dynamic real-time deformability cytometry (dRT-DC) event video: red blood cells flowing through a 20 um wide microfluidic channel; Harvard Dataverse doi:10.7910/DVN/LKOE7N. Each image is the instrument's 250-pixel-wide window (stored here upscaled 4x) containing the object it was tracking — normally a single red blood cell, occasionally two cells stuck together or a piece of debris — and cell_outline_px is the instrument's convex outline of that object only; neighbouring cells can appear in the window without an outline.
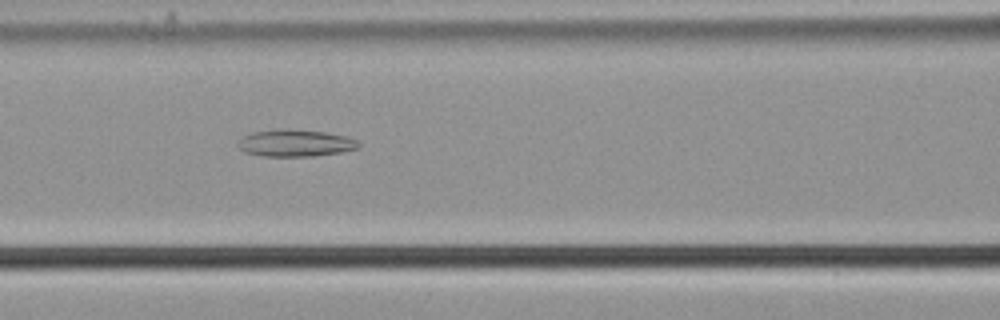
{"species": "common noctule bat (a hibernating species)", "species_latin": "Nyctalus noctula", "temperature_condition": "cold", "stored_images_in_passage": 51, "camera_frame_rate_fps": 3000, "um_per_image_px": 0.085, "animal": {"sex": "male", "body_mass_g": 21.5, "forearm_length_mm": 52.0}, "frame": {"image": 1, "passage_image": 20, "time_ms": 6.333, "image_size_px": [1000, 320], "cell_outline_px": [[360, 148], [340, 152], [312, 156], [260, 156], [244, 152], [240, 148], [240, 140], [244, 136], [252, 132], [276, 128], [288, 128], [324, 132], [344, 136], [356, 140], [360, 144]], "centroid_in_image_um": [25.1, 12.15], "position_along_channel_um": 141.5, "area_um2": 18.96}}
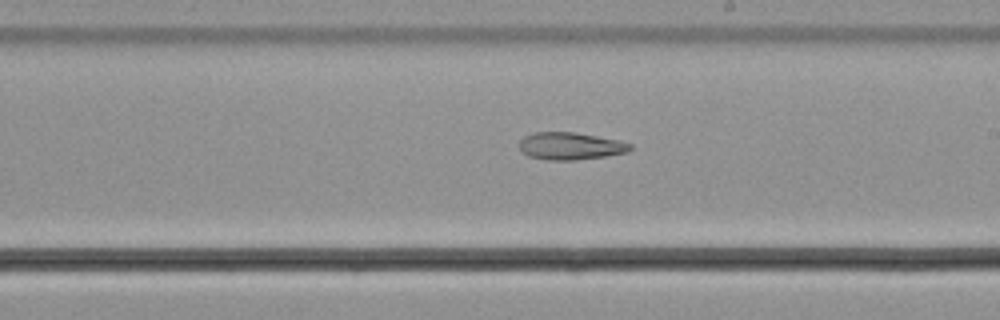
{"frame": {"image": 2, "passage_image": 28, "time_ms": 9.0, "image_size_px": [1000, 320], "cell_outline_px": [[632, 148], [628, 152], [608, 156], [576, 160], [548, 160], [528, 156], [520, 148], [520, 140], [524, 136], [532, 132], [576, 132], [620, 140], [632, 144]], "centroid_in_image_um": [48.52, 12.41], "position_along_channel_um": 240.5, "area_um2": 17.86}}
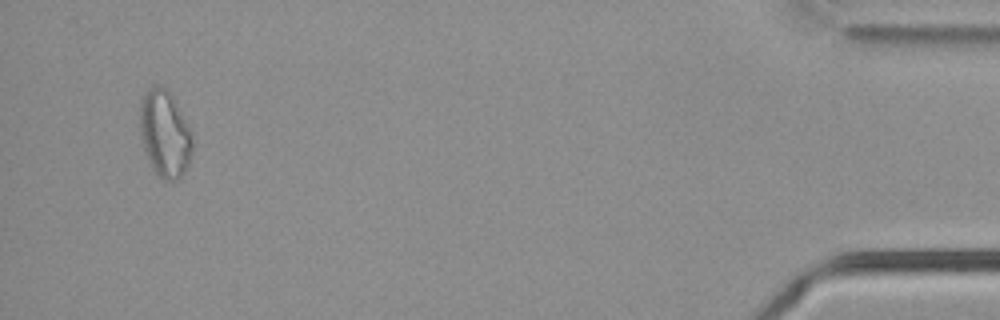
{"frame": {"image": 3, "passage_image": 49, "time_ms": 16.0, "image_size_px": [1000, 320], "cell_outline_px": [[192, 152], [188, 164], [184, 172], [176, 180], [164, 180], [152, 168], [144, 148], [140, 128], [140, 100], [144, 92], [148, 88], [156, 84], [160, 84], [168, 88], [188, 124], [192, 140]], "centroid_in_image_um": [14.0, 11.3], "position_along_channel_um": 421.2, "area_um2": 26.53}}